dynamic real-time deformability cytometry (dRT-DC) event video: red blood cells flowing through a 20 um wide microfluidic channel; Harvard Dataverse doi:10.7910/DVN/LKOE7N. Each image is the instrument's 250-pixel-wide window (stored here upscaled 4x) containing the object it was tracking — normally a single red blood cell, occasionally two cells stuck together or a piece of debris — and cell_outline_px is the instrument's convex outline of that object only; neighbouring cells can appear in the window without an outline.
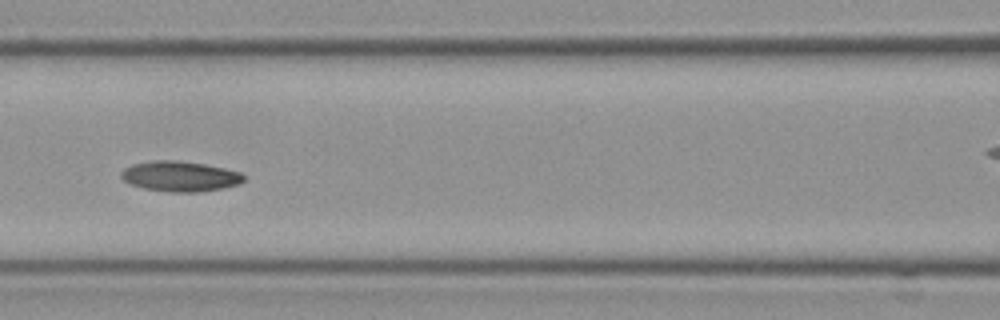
{"species": "Egyptian fruit bat (a non-hibernating species)", "species_latin": "Rousettus aegyptiacus", "temperature_condition": "cold", "stored_images_in_passage": 16, "camera_frame_rate_fps": 3000, "um_per_image_px": 0.085, "frame": {"image": 1, "passage_image": 7, "time_ms": 2.0, "image_size_px": [1000, 320], "cell_outline_px": [[244, 180], [240, 184], [224, 188], [200, 192], [168, 192], [144, 188], [132, 184], [124, 180], [120, 176], [120, 172], [124, 168], [132, 164], [152, 160], [176, 160], [204, 164], [224, 168], [240, 172], [244, 176]], "centroid_in_image_um": [15.3, 14.98], "position_along_channel_um": 151.3, "area_um2": 21.73}}
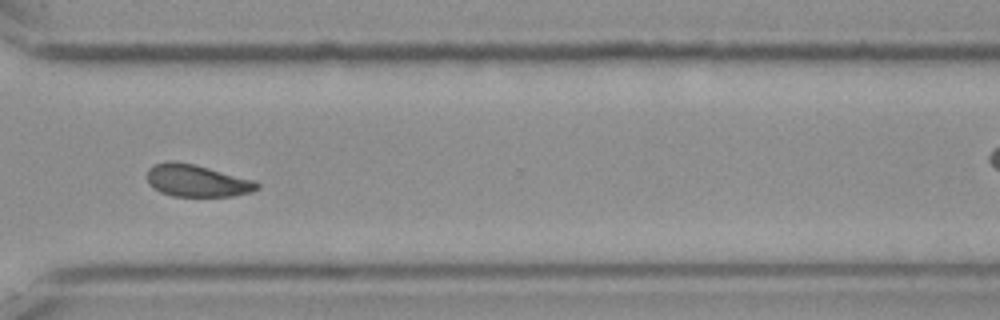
{"frame": {"image": 2, "passage_image": 12, "time_ms": 3.667, "image_size_px": [1000, 320], "cell_outline_px": [[260, 188], [252, 192], [232, 196], [172, 196], [160, 192], [152, 188], [148, 184], [148, 168], [152, 164], [168, 160], [172, 160], [196, 164], [256, 180], [260, 184]], "centroid_in_image_um": [16.74, 15.34], "position_along_channel_um": 353.9, "area_um2": 21.1}}
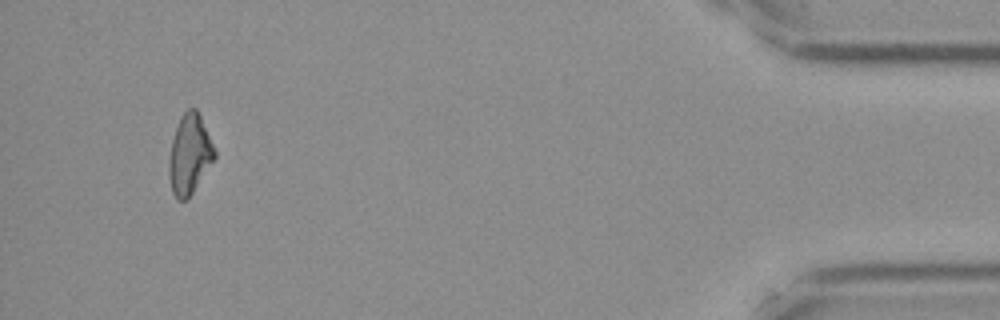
{"frame": {"image": 3, "passage_image": 16, "time_ms": 5.0, "image_size_px": [1000, 320], "cell_outline_px": [[216, 156], [188, 200], [176, 200], [172, 192], [168, 176], [168, 160], [172, 140], [180, 116], [188, 108], [196, 108], [200, 116], [216, 152]], "centroid_in_image_um": [16.08, 13.16], "position_along_channel_um": 419.1, "area_um2": 21.15}}